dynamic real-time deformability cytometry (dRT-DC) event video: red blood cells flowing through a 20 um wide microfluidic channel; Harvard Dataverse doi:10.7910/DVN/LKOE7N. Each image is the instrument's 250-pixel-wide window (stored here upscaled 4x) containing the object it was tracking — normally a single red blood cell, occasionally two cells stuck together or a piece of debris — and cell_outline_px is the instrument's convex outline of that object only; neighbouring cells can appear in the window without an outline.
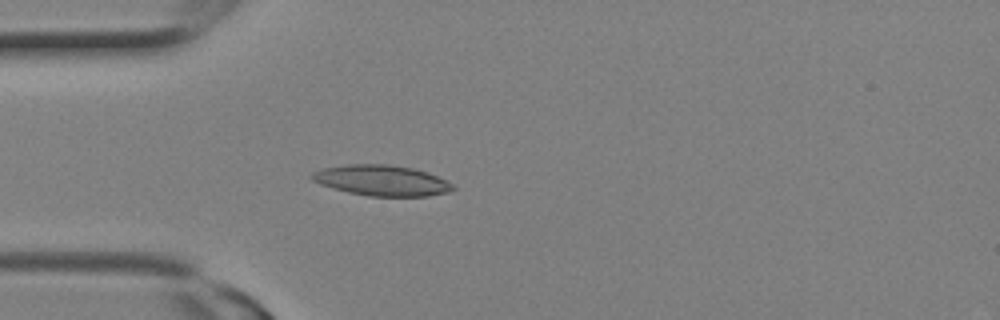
{"species": "Egyptian fruit bat (a non-hibernating species)", "species_latin": "Rousettus aegyptiacus", "temperature_condition": "room temperature", "stored_images_in_passage": 9, "camera_frame_rate_fps": 3000, "um_per_image_px": 0.085, "animal": {"sex": "female"}, "frame": {"image": 1, "passage_image": 7, "time_ms": 2.0, "image_size_px": [1000, 320], "cell_outline_px": [[456, 188], [448, 192], [428, 196], [368, 196], [348, 192], [320, 184], [312, 180], [308, 176], [312, 172], [320, 168], [348, 164], [388, 164], [412, 168], [428, 172], [452, 184]], "centroid_in_image_um": [32.4, 15.33], "position_along_channel_um": 52.6, "area_um2": 25.2}}
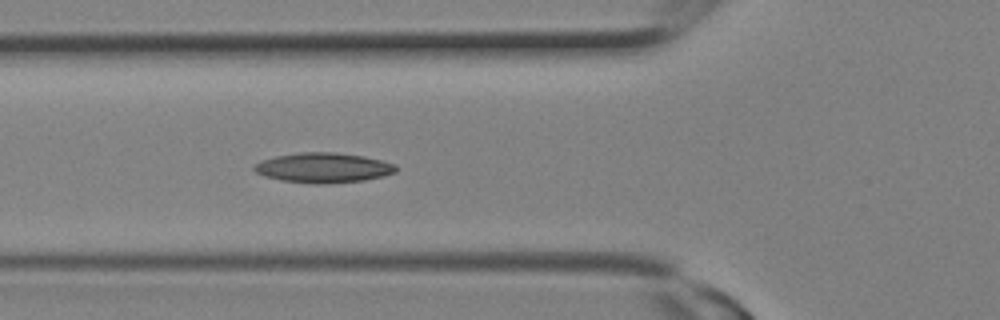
{"frame": {"image": 2, "passage_image": 9, "time_ms": 2.667, "image_size_px": [1000, 320], "cell_outline_px": [[396, 172], [364, 180], [324, 184], [320, 184], [280, 180], [264, 176], [256, 172], [252, 168], [252, 164], [260, 160], [276, 156], [300, 152], [336, 152], [364, 156], [396, 164]], "centroid_in_image_um": [27.43, 14.25], "position_along_channel_um": 98.4, "area_um2": 24.74}}